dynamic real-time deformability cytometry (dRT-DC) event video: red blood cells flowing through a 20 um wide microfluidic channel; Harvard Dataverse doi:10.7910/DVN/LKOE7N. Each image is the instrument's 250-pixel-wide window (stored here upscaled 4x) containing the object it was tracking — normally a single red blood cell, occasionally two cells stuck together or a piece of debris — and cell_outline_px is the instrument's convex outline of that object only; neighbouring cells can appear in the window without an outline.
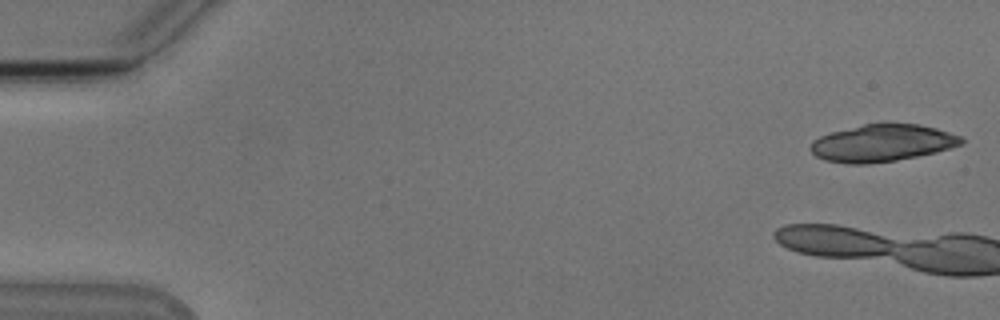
{"species": "Egyptian fruit bat (a non-hibernating species)", "species_latin": "Rousettus aegyptiacus", "temperature_condition": "cold", "stored_images_in_passage": 4, "camera_frame_rate_fps": 3000, "um_per_image_px": 0.085, "animal": {"sex": "male"}, "frame": {"image": 1, "passage_image": 1, "time_ms": 0.0, "image_size_px": [1000, 320], "cell_outline_px": [[964, 144], [936, 152], [896, 160], [868, 164], [848, 164], [824, 160], [816, 156], [808, 148], [812, 140], [820, 136], [832, 132], [880, 120], [888, 120], [920, 124], [936, 128], [960, 136], [964, 140]], "centroid_in_image_um": [74.98, 12.12], "position_along_channel_um": 10.0, "area_um2": 33.47}}